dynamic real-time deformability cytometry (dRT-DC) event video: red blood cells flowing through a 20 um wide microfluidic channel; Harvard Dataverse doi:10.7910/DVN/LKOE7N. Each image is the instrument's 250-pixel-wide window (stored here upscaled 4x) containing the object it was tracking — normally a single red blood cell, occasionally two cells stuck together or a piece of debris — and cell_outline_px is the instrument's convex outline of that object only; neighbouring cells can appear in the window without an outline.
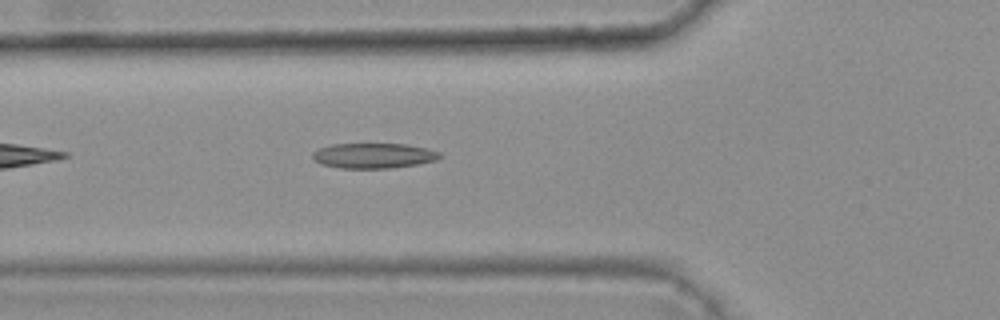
{"species": "common noctule bat (a hibernating species)", "species_latin": "Nyctalus noctula", "temperature_condition": "warm", "stored_images_in_passage": 5, "camera_frame_rate_fps": 3000, "um_per_image_px": 0.085, "animal": {"sex": "female", "body_mass_g": 25.1}, "frame": {"image": 1, "passage_image": 5, "time_ms": 1.333, "image_size_px": [1000, 320], "cell_outline_px": [[440, 156], [436, 160], [416, 164], [392, 168], [340, 168], [320, 164], [312, 156], [312, 152], [320, 148], [332, 144], [404, 144], [424, 148], [440, 152]], "centroid_in_image_um": [31.72, 13.23], "position_along_channel_um": 94.1, "area_um2": 18.44}}